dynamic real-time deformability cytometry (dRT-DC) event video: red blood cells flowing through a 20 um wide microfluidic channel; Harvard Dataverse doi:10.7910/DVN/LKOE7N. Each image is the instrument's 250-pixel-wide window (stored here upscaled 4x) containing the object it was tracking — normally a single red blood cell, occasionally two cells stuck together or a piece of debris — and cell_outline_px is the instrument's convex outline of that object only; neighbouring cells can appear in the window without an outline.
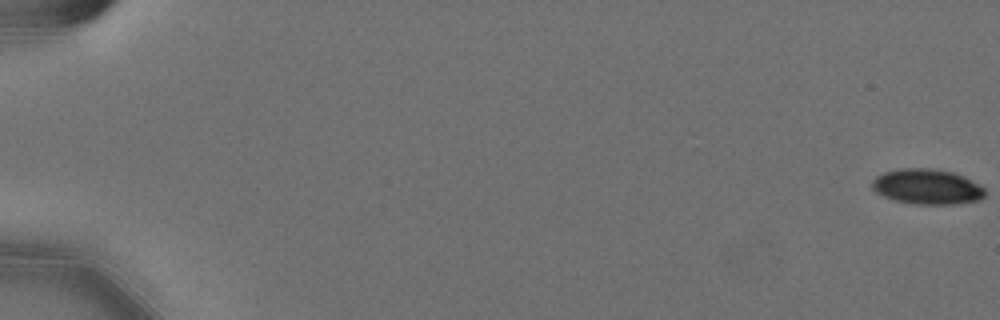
{"species": "Egyptian fruit bat (a non-hibernating species)", "species_latin": "Rousettus aegyptiacus", "temperature_condition": "cold", "stored_images_in_passage": 21, "camera_frame_rate_fps": 3000, "um_per_image_px": 0.085, "animal": {"sex": "female"}, "frame": {"image": 1, "passage_image": 1, "time_ms": 0.0, "image_size_px": [1000, 320], "cell_outline_px": [[984, 196], [980, 200], [952, 204], [916, 204], [896, 200], [884, 196], [876, 192], [872, 188], [872, 180], [876, 176], [884, 172], [900, 168], [928, 168], [952, 172], [964, 176], [980, 184], [984, 188]], "centroid_in_image_um": [78.81, 15.86], "position_along_channel_um": 6.2, "area_um2": 23.12}}
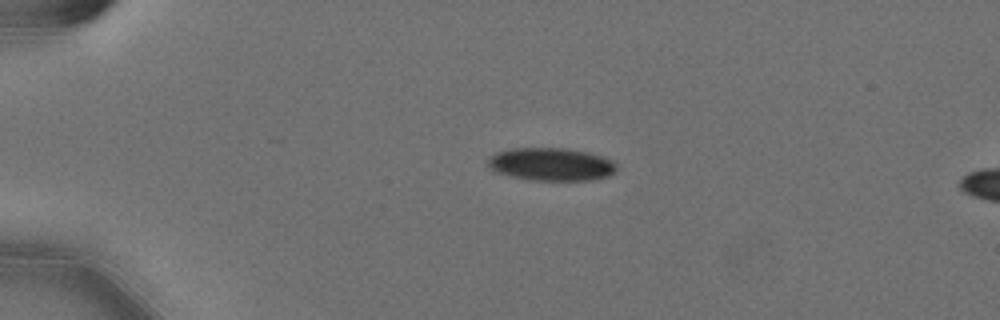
{"frame": {"image": 2, "passage_image": 15, "time_ms": 4.667, "image_size_px": [1000, 320], "cell_outline_px": [[616, 172], [608, 176], [592, 180], [528, 180], [508, 176], [492, 172], [488, 168], [488, 160], [496, 152], [512, 148], [568, 148], [588, 152], [616, 160]], "centroid_in_image_um": [46.85, 13.97], "position_along_channel_um": 38.1, "area_um2": 25.14}}